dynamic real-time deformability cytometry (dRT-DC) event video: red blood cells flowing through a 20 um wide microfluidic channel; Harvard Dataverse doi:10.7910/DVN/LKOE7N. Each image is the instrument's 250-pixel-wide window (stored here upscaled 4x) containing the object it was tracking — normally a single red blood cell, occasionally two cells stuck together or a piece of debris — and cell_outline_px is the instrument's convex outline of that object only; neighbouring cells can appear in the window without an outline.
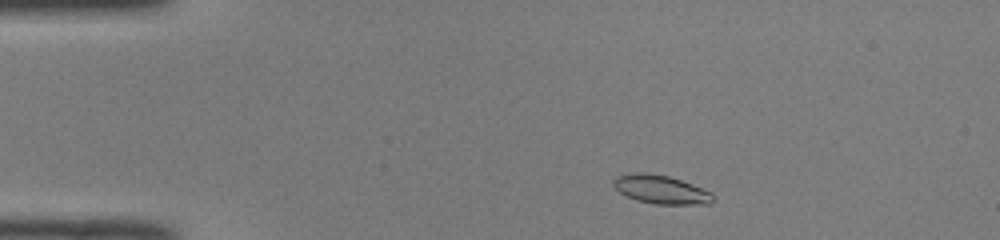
{"species": "common noctule bat (a hibernating species)", "species_latin": "Nyctalus noctula", "temperature_condition": "room temperature", "stored_images_in_passage": 44, "camera_frame_rate_fps": 3000, "um_per_image_px": 0.085, "animal": {"sex": "male", "body_mass_g": 19.0, "forearm_length_mm": 50.8}, "frame": {"image": 1, "passage_image": 3, "time_ms": 0.667, "image_size_px": [1000, 240], "cell_outline_px": [[716, 200], [712, 204], [656, 204], [636, 200], [620, 192], [612, 184], [612, 180], [616, 176], [632, 172], [644, 172], [668, 176], [692, 184], [712, 192]], "centroid_in_image_um": [56.2, 16.11], "position_along_channel_um": 28.8, "area_um2": 16.7}}
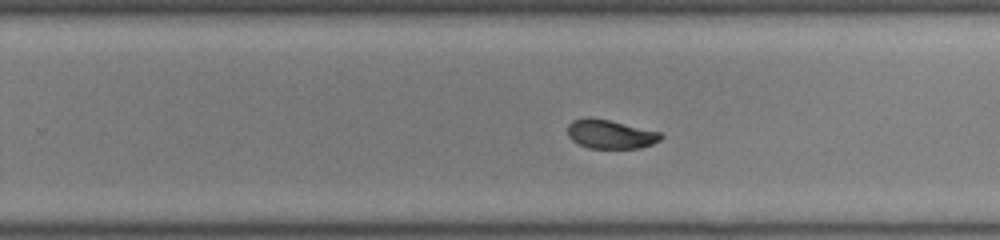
{"frame": {"image": 2, "passage_image": 26, "time_ms": 8.333, "image_size_px": [1000, 240], "cell_outline_px": [[664, 136], [660, 140], [652, 144], [640, 148], [588, 148], [572, 140], [568, 136], [568, 124], [572, 120], [584, 116], [588, 116], [608, 120], [660, 132]], "centroid_in_image_um": [51.85, 11.39], "position_along_channel_um": 277.9, "area_um2": 15.72}}
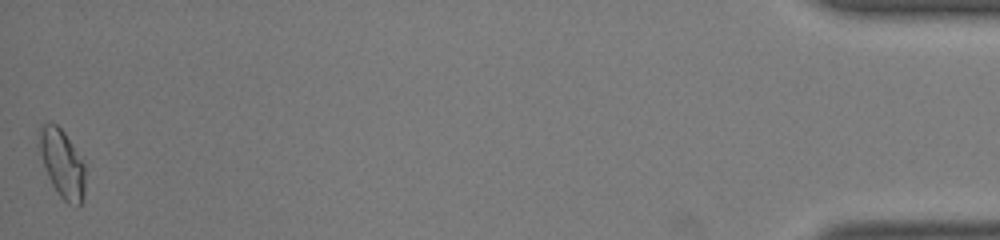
{"frame": {"image": 3, "passage_image": 44, "time_ms": 14.333, "image_size_px": [1000, 240], "cell_outline_px": [[84, 196], [80, 204], [68, 204], [60, 196], [52, 184], [48, 176], [36, 144], [40, 128], [44, 124], [56, 124], [64, 132], [72, 144], [84, 164]], "centroid_in_image_um": [5.25, 13.89], "position_along_channel_um": 429.9, "area_um2": 18.03}, "authors_computed_cell_mechanics": {"area_um2": 16.5597, "velocity_mm_per_s": 4.0712, "shape_relaxation_time_tau1_ms": 4.3761, "shape_relaxation_time_tau2_ms": 2.845, "deformation_change_tau1": 0.1522, "deformation_change_tau2": 0.0625}}